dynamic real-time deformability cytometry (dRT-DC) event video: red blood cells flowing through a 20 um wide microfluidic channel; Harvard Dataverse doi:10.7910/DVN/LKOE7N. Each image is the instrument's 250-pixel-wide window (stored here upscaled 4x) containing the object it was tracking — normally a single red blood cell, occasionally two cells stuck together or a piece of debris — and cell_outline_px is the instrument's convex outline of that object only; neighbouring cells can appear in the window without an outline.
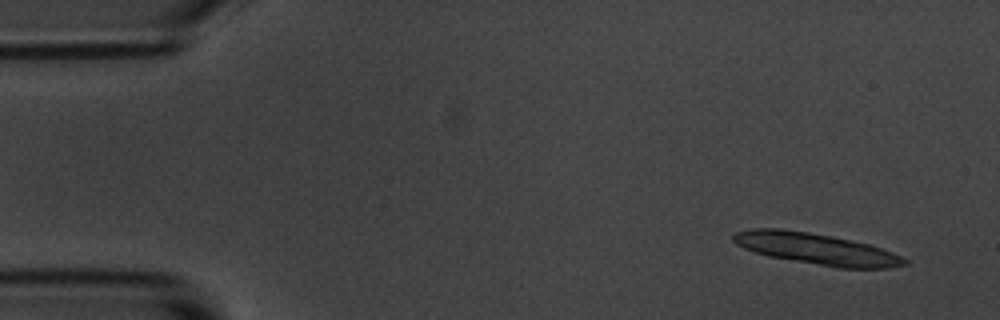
{"species": "common noctule bat (a hibernating species)", "species_latin": "Nyctalus noctula", "temperature_condition": "room temperature", "stored_images_in_passage": 14, "camera_frame_rate_fps": 3000, "um_per_image_px": 0.085, "animal": {"sex": "male", "body_mass_g": 20.1, "forearm_length_mm": 53.5}, "frame": {"image": 1, "passage_image": 1, "time_ms": 0.0, "image_size_px": [1000, 320], "cell_outline_px": [[908, 264], [888, 268], [836, 268], [768, 256], [744, 248], [736, 244], [732, 240], [732, 236], [736, 232], [752, 228], [780, 228], [808, 232], [832, 236], [868, 244], [892, 252], [908, 260]], "centroid_in_image_um": [69.37, 21.15], "position_along_channel_um": 15.6, "area_um2": 31.15}}
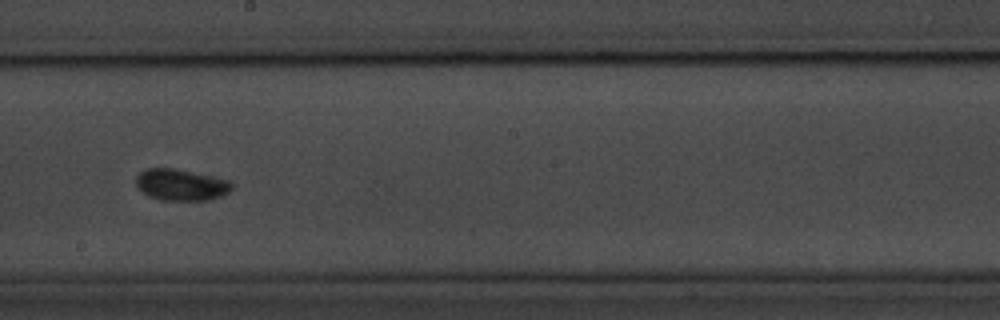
{"frame": {"image": 2, "passage_image": 8, "time_ms": 9.0, "image_size_px": [1000, 320], "cell_outline_px": [[232, 188], [228, 192], [220, 196], [208, 200], [160, 200], [148, 196], [136, 184], [136, 176], [140, 172], [148, 168], [176, 168], [228, 180], [232, 184]], "centroid_in_image_um": [15.37, 15.7], "position_along_channel_um": 232.8, "area_um2": 17.4}}
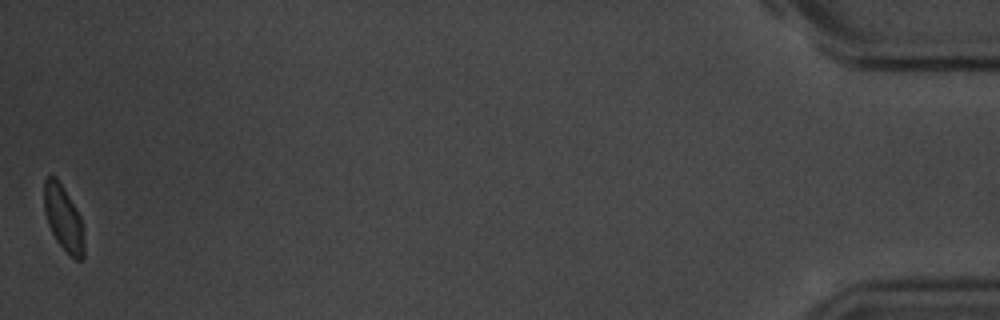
{"frame": {"image": 3, "passage_image": 14, "time_ms": 17.0, "image_size_px": [1000, 320], "cell_outline_px": [[84, 256], [80, 260], [76, 260], [56, 240], [48, 224], [44, 212], [44, 180], [48, 176], [56, 176], [64, 188], [76, 208], [80, 216], [84, 244]], "centroid_in_image_um": [5.38, 18.51], "position_along_channel_um": 429.8, "area_um2": 15.03}, "authors_computed_cell_mechanics": {"area_um2": 16.8487, "velocity_mm_per_s": 3.6714, "shape_relaxation_time_tau1_ms": 1.3141, "shape_relaxation_time_tau2_ms": null, "deformation_change_tau1": 0.0562, "deformation_change_tau2": null}}